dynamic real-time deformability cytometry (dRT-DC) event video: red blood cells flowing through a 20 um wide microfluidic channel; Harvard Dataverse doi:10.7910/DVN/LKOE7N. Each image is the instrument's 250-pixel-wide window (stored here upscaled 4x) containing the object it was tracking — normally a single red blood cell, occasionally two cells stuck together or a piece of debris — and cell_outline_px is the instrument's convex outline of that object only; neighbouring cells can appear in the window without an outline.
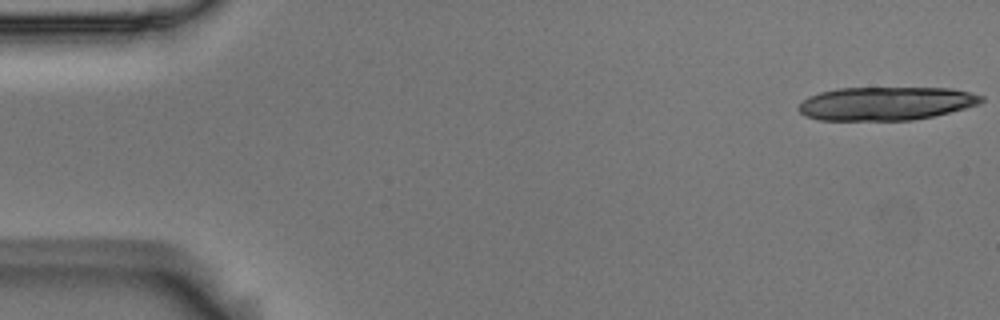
{"species": "Egyptian fruit bat (a non-hibernating species)", "species_latin": "Rousettus aegyptiacus", "temperature_condition": "room temperature", "stored_images_in_passage": 13, "camera_frame_rate_fps": 3000, "um_per_image_px": 0.085, "animal": {"sex": "male"}, "frame": {"image": 1, "passage_image": 1, "time_ms": 0.0, "image_size_px": [1000, 320], "cell_outline_px": [[984, 100], [980, 104], [932, 116], [912, 120], [820, 120], [804, 116], [796, 108], [808, 96], [820, 92], [836, 88], [952, 88], [984, 96]], "centroid_in_image_um": [75.27, 8.79], "position_along_channel_um": 9.7, "area_um2": 35.6}}